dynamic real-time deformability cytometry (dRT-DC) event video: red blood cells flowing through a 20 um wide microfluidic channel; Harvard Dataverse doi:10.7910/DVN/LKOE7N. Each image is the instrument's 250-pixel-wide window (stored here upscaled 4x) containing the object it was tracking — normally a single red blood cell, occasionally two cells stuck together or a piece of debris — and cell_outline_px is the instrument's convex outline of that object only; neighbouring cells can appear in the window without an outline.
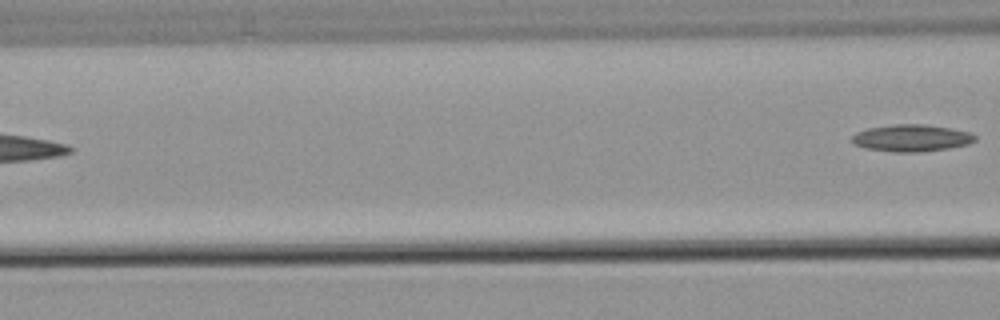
{"species": "common noctule bat (a hibernating species)", "species_latin": "Nyctalus noctula", "temperature_condition": "warm", "stored_images_in_passage": 6, "segment_of_instrument_passage": [2, 2], "camera_frame_rate_fps": 3000, "um_per_image_px": 0.085, "animal": {"sex": "male", "body_mass_g": 21.5, "forearm_length_mm": 52.0}, "frame": {"image": 1, "passage_image": 6, "time_ms": 6.0, "image_size_px": [1000, 320], "cell_outline_px": [[976, 140], [968, 144], [948, 148], [916, 152], [892, 152], [868, 148], [856, 144], [852, 140], [852, 136], [856, 132], [868, 128], [892, 124], [924, 124], [952, 128], [968, 132], [976, 136]], "centroid_in_image_um": [77.49, 11.72], "position_along_channel_um": 89.1, "area_um2": 19.19}}